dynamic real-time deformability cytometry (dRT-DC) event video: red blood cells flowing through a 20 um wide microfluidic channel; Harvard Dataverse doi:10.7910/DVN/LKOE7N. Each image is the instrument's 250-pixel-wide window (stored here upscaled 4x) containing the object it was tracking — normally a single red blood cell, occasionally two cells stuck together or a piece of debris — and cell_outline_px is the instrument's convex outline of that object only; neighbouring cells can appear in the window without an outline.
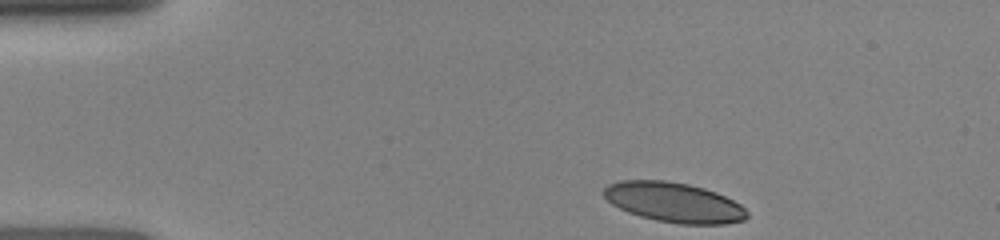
{"species": "human", "species_latin": "Homo sapiens", "temperature_condition": "room temperature", "stored_images_in_passage": 44, "camera_frame_rate_fps": 3000, "um_per_image_px": 0.085, "donor": {"sex": "female"}, "frame": {"image": 1, "passage_image": 1, "time_ms": 0.0, "image_size_px": [1000, 240], "cell_outline_px": [[748, 216], [744, 220], [724, 224], [680, 224], [656, 220], [640, 216], [628, 212], [612, 204], [604, 196], [604, 188], [608, 184], [620, 180], [664, 180], [688, 184], [704, 188], [716, 192], [740, 204], [748, 212]], "centroid_in_image_um": [57.28, 17.2], "position_along_channel_um": 27.7, "area_um2": 33.18}}
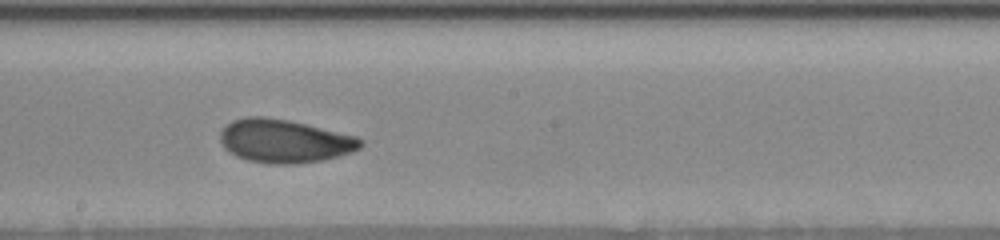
{"frame": {"image": 2, "passage_image": 27, "time_ms": 6.333, "image_size_px": [1000, 240], "cell_outline_px": [[364, 144], [360, 148], [352, 152], [324, 160], [296, 164], [272, 164], [248, 160], [236, 156], [228, 152], [224, 148], [220, 140], [220, 132], [232, 120], [244, 116], [264, 116], [288, 120], [356, 136], [364, 140]], "centroid_in_image_um": [24.17, 11.99], "position_along_channel_um": 224.0, "area_um2": 35.6}}
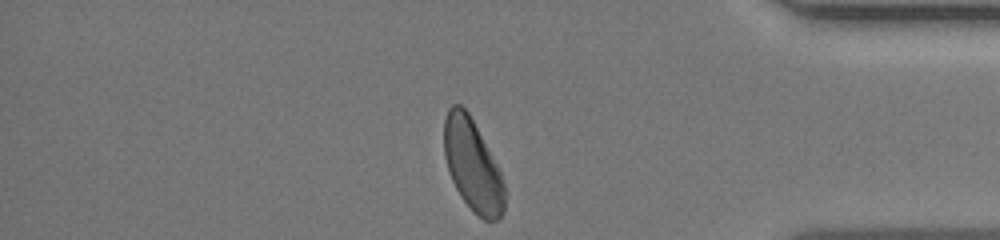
{"frame": {"image": 3, "passage_image": 43, "time_ms": 11.0, "image_size_px": [1000, 240], "cell_outline_px": [[504, 212], [496, 220], [484, 220], [460, 196], [448, 172], [444, 156], [444, 120], [448, 108], [452, 104], [460, 104], [468, 112], [496, 164], [500, 172], [504, 184]], "centroid_in_image_um": [40.14, 14.02], "position_along_channel_um": 395.1, "area_um2": 31.79}}